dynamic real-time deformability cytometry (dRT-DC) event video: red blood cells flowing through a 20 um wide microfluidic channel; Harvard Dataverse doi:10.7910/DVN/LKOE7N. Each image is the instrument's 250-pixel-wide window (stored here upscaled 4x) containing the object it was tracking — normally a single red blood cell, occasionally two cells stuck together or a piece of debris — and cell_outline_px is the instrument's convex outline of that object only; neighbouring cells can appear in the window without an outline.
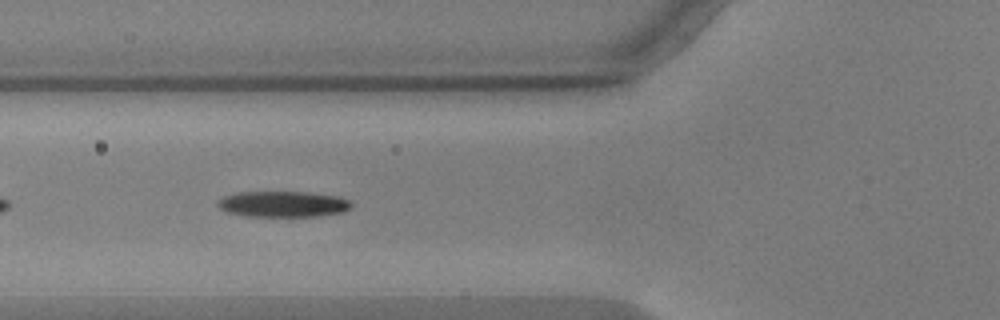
{"species": "common noctule bat (a hibernating species)", "species_latin": "Nyctalus noctula", "temperature_condition": "warm", "stored_images_in_passage": 42, "camera_frame_rate_fps": 3000, "um_per_image_px": 0.085, "animal": {"sex": "male", "body_mass_g": 17.9, "forearm_length_mm": 54.2}, "frame": {"image": 1, "passage_image": 6, "time_ms": 1.667, "image_size_px": [1000, 320], "cell_outline_px": [[352, 204], [344, 212], [316, 216], [248, 216], [228, 212], [220, 208], [216, 204], [216, 200], [224, 196], [240, 192], [308, 192], [340, 196], [348, 200]], "centroid_in_image_um": [24.05, 17.34], "position_along_channel_um": 101.8, "area_um2": 20.11}}
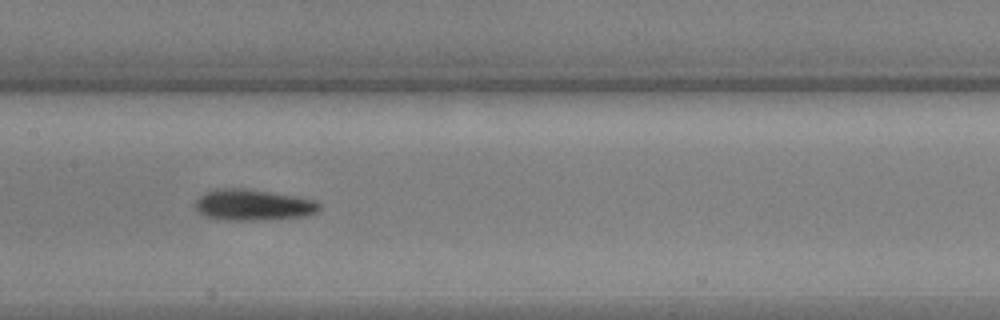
{"frame": {"image": 2, "passage_image": 13, "time_ms": 4.0, "image_size_px": [1000, 320], "cell_outline_px": [[320, 208], [316, 212], [304, 216], [252, 220], [236, 220], [208, 216], [200, 212], [196, 208], [196, 200], [204, 192], [220, 188], [244, 188], [296, 196], [316, 200], [320, 204]], "centroid_in_image_um": [21.54, 17.39], "position_along_channel_um": 185.9, "area_um2": 22.02}}
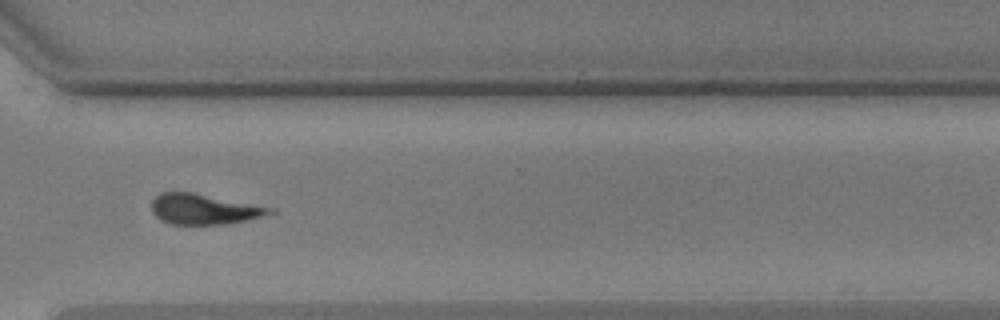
{"frame": {"image": 3, "passage_image": 27, "time_ms": 8.667, "image_size_px": [1000, 320], "cell_outline_px": [[276, 212], [244, 220], [224, 224], [172, 224], [160, 220], [152, 212], [152, 200], [160, 192], [192, 192], [276, 208]], "centroid_in_image_um": [17.32, 17.77], "position_along_channel_um": 353.3, "area_um2": 20.81}, "authors_computed_cell_mechanics": {"area_um2": 20.9525, "velocity_mm_per_s": 3.5871, "shape_relaxation_time_tau1_ms": 2.1251, "shape_relaxation_time_tau2_ms": 5.7169, "deformation_change_tau1": 0.0985, "deformation_change_tau2": 0.1819}}